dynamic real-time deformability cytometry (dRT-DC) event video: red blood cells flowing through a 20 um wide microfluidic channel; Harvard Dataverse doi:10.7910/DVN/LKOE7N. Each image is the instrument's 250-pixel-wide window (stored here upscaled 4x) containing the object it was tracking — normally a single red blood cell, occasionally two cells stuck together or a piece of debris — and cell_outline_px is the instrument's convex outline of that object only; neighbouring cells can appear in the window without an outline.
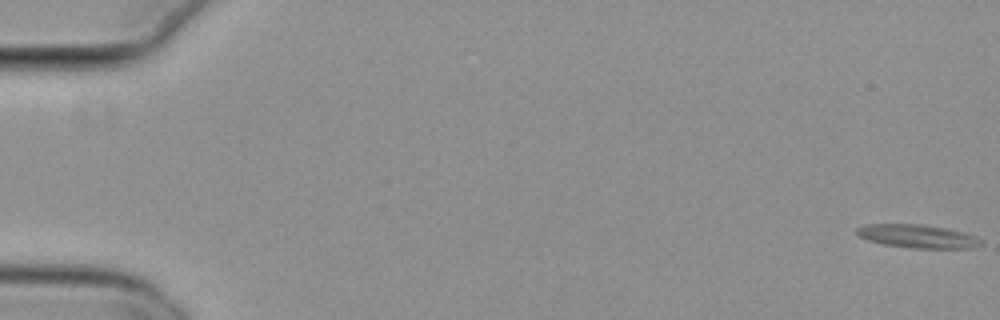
{"species": "common noctule bat (a hibernating species)", "species_latin": "Nyctalus noctula", "temperature_condition": "cold", "stored_images_in_passage": 19, "camera_frame_rate_fps": 3000, "um_per_image_px": 0.085, "animal": {"sex": "female", "body_mass_g": 29.2, "forearm_length_mm": 56.3}, "frame": {"image": 1, "passage_image": 1, "time_ms": 0.0, "image_size_px": [1000, 320], "cell_outline_px": [[984, 244], [972, 248], [912, 248], [884, 244], [868, 240], [860, 236], [856, 232], [856, 228], [864, 224], [920, 224], [944, 228], [964, 232], [976, 236], [984, 240]], "centroid_in_image_um": [78.04, 20.08], "position_along_channel_um": 7.0, "area_um2": 16.94}}
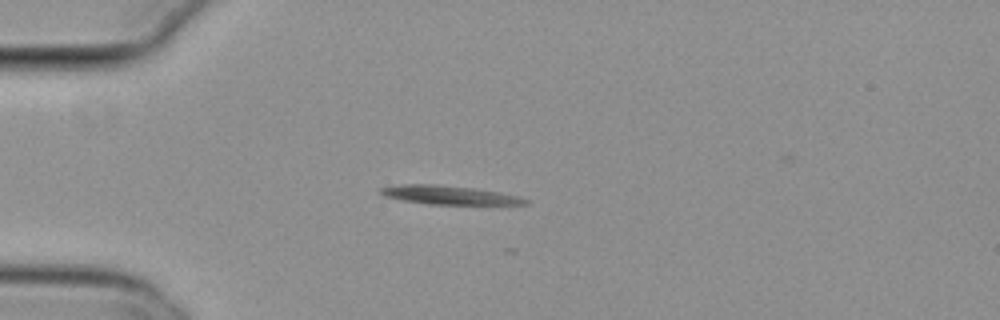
{"frame": {"image": 2, "passage_image": 16, "time_ms": 5.0, "image_size_px": [1000, 320], "cell_outline_px": [[528, 204], [428, 204], [404, 200], [384, 196], [380, 192], [380, 188], [400, 184], [436, 184], [476, 188], [500, 192], [520, 196], [528, 200]], "centroid_in_image_um": [38.2, 16.56], "position_along_channel_um": 46.8, "area_um2": 15.72}}